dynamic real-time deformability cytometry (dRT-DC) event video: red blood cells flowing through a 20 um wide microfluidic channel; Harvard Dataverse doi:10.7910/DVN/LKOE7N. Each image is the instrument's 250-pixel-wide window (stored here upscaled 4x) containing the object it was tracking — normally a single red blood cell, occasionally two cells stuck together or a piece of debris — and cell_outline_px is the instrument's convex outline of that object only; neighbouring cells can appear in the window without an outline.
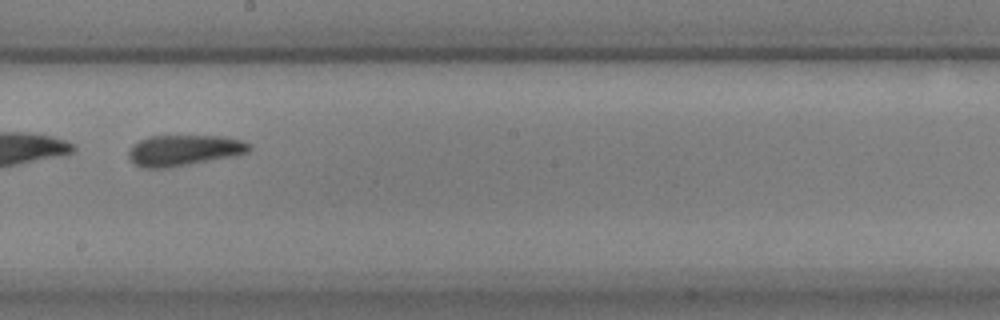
{"species": "common noctule bat (a hibernating species)", "species_latin": "Nyctalus noctula", "temperature_condition": "warm", "stored_images_in_passage": 41, "camera_frame_rate_fps": 3000, "um_per_image_px": 0.085, "animal": {"sex": "male", "body_mass_g": 17.9, "forearm_length_mm": 54.2}, "frame": {"image": 1, "passage_image": 18, "time_ms": 5.667, "image_size_px": [1000, 320], "cell_outline_px": [[252, 148], [248, 152], [236, 156], [168, 168], [144, 168], [136, 164], [128, 156], [128, 148], [132, 144], [148, 136], [224, 136], [240, 140], [252, 144]], "centroid_in_image_um": [15.65, 12.77], "position_along_channel_um": 232.5, "area_um2": 21.91}, "authors_computed_cell_mechanics": {"area_um2": 21.3282, "velocity_mm_per_s": 3.6462, "shape_relaxation_time_tau1_ms": 6.1483, "shape_relaxation_time_tau2_ms": 4.4618, "deformation_change_tau1": 0.1966, "deformation_change_tau2": 0.1435}}